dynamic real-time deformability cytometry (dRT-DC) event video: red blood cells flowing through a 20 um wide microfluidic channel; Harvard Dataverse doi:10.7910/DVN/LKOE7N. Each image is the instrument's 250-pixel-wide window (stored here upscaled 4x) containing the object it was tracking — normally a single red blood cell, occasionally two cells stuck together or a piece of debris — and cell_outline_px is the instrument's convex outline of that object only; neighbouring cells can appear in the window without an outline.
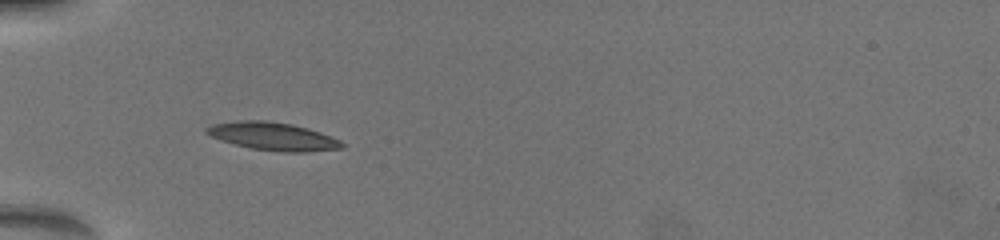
{"species": "common noctule bat (a hibernating species)", "species_latin": "Nyctalus noctula", "temperature_condition": "warm", "stored_images_in_passage": 2, "camera_frame_rate_fps": 3000, "um_per_image_px": 0.085, "animal": {"sex": "female", "body_mass_g": 19.5, "forearm_length_mm": 54.1}, "frame": {"image": 1, "passage_image": 1, "time_ms": 0.0, "image_size_px": [1000, 240], "cell_outline_px": [[344, 148], [308, 152], [280, 152], [252, 148], [236, 144], [212, 136], [204, 132], [204, 128], [212, 124], [236, 120], [264, 120], [292, 124], [308, 128], [320, 132], [340, 140], [344, 144]], "centroid_in_image_um": [23.22, 11.58], "position_along_channel_um": 61.8, "area_um2": 22.02}}